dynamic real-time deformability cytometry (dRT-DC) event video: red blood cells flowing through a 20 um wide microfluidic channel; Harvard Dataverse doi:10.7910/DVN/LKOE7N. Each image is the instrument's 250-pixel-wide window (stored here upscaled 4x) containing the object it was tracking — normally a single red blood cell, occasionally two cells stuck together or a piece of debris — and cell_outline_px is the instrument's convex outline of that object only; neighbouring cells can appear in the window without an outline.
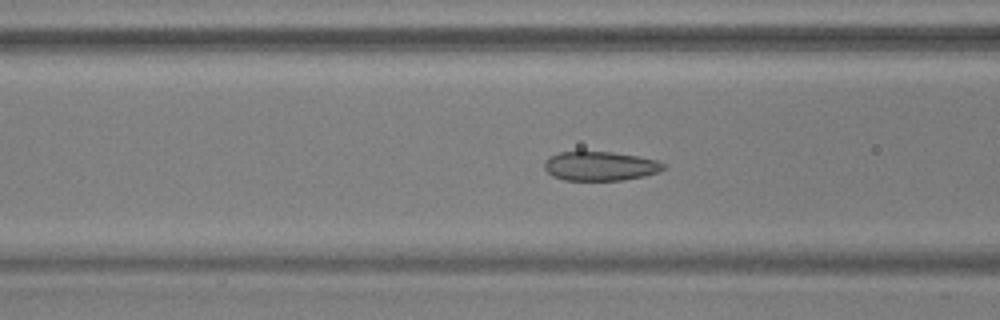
{"species": "common noctule bat (a hibernating species)", "species_latin": "Nyctalus noctula", "temperature_condition": "warm", "stored_images_in_passage": 55, "camera_frame_rate_fps": 3000, "um_per_image_px": 0.085, "animal": {"sex": "male", "body_mass_g": 17.9, "forearm_length_mm": 54.2}, "frame": {"image": 1, "passage_image": 21, "time_ms": 6.667, "image_size_px": [1000, 320], "cell_outline_px": [[668, 168], [660, 172], [644, 176], [624, 180], [564, 180], [552, 176], [544, 168], [544, 160], [548, 156], [560, 152], [612, 152], [636, 156], [656, 160], [668, 164]], "centroid_in_image_um": [51.05, 14.12], "position_along_channel_um": 115.6, "area_um2": 20.46}}
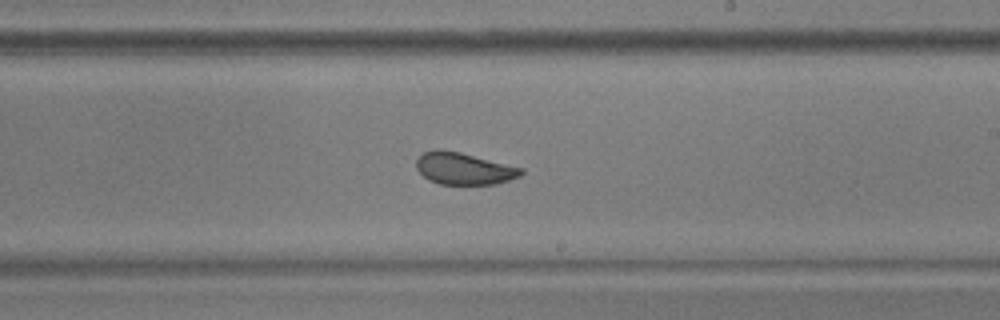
{"frame": {"image": 2, "passage_image": 32, "time_ms": 10.333, "image_size_px": [1000, 320], "cell_outline_px": [[524, 172], [520, 176], [496, 184], [440, 184], [428, 180], [416, 168], [416, 160], [424, 152], [436, 148], [440, 148], [460, 152], [524, 168]], "centroid_in_image_um": [39.43, 14.32], "position_along_channel_um": 249.6, "area_um2": 19.59}}
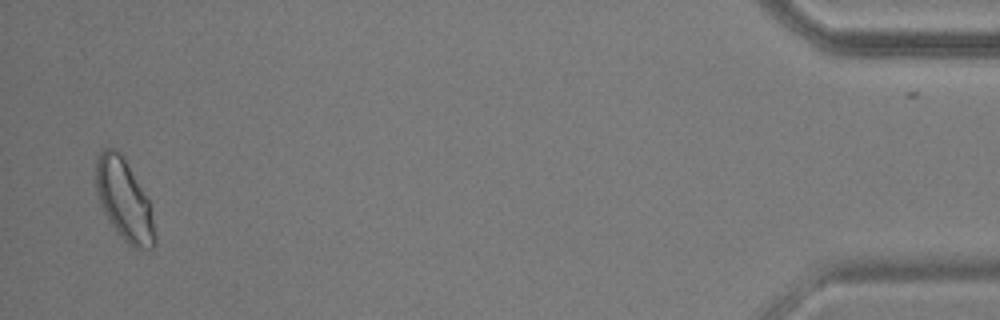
{"frame": {"image": 3, "passage_image": 53, "time_ms": 17.333, "image_size_px": [1000, 320], "cell_outline_px": [[156, 244], [152, 248], [136, 248], [128, 244], [120, 236], [108, 220], [104, 212], [96, 192], [96, 156], [104, 148], [116, 148], [124, 156], [148, 200], [156, 236]], "centroid_in_image_um": [10.54, 16.98], "position_along_channel_um": 424.7, "area_um2": 27.69}, "authors_computed_cell_mechanics": {"area_um2": 21.6172, "velocity_mm_per_s": 3.6588, "shape_relaxation_time_tau1_ms": 7.587, "shape_relaxation_time_tau2_ms": 1.3361, "deformation_change_tau1": 0.1625, "deformation_change_tau2": 0.0563}}